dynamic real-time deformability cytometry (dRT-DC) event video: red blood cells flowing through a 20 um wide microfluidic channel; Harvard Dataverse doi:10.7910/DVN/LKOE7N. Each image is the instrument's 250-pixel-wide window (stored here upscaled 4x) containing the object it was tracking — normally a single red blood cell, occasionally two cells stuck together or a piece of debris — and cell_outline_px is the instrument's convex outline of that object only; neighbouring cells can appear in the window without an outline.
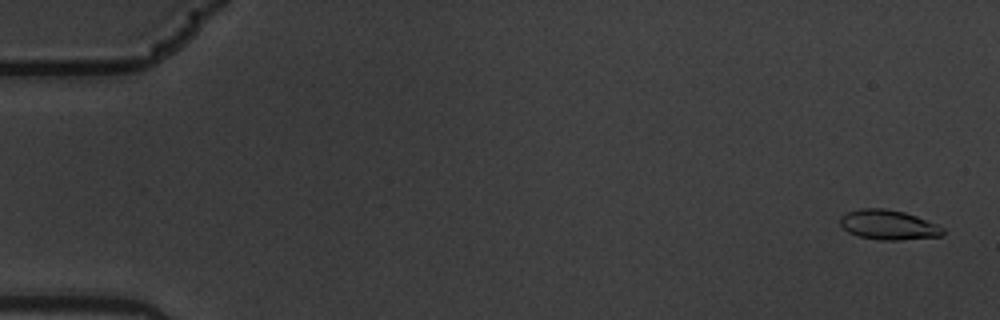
{"species": "common noctule bat (a hibernating species)", "species_latin": "Nyctalus noctula", "temperature_condition": "warm", "stored_images_in_passage": 57, "camera_frame_rate_fps": 3000, "um_per_image_px": 0.085, "animal": {"sex": "male", "body_mass_g": 19.5, "forearm_length_mm": 54.6}, "frame": {"image": 1, "passage_image": 1, "time_ms": 0.0, "image_size_px": [1000, 320], "cell_outline_px": [[944, 232], [940, 236], [900, 240], [880, 240], [860, 236], [848, 232], [840, 224], [840, 216], [848, 212], [860, 208], [884, 208], [904, 212], [916, 216], [936, 224], [944, 228]], "centroid_in_image_um": [75.5, 19.11], "position_along_channel_um": 9.5, "area_um2": 17.69}}
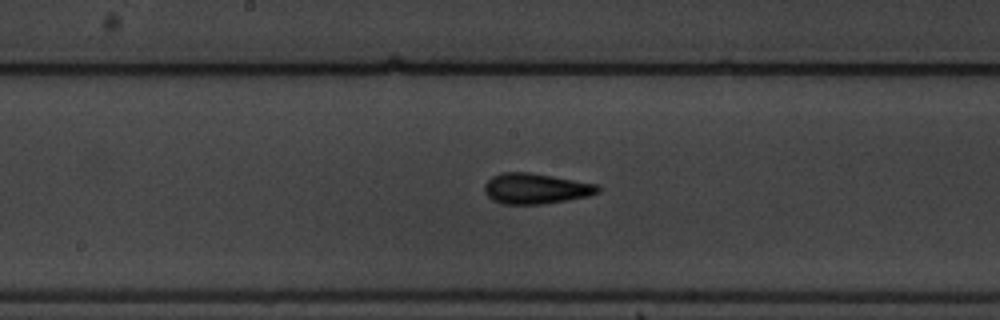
{"frame": {"image": 2, "passage_image": 30, "time_ms": 9.667, "image_size_px": [1000, 320], "cell_outline_px": [[600, 192], [588, 196], [568, 200], [544, 204], [504, 204], [492, 200], [484, 192], [484, 184], [492, 176], [500, 172], [532, 172], [596, 184], [600, 188]], "centroid_in_image_um": [45.51, 16.02], "position_along_channel_um": 202.7, "area_um2": 20.35}}
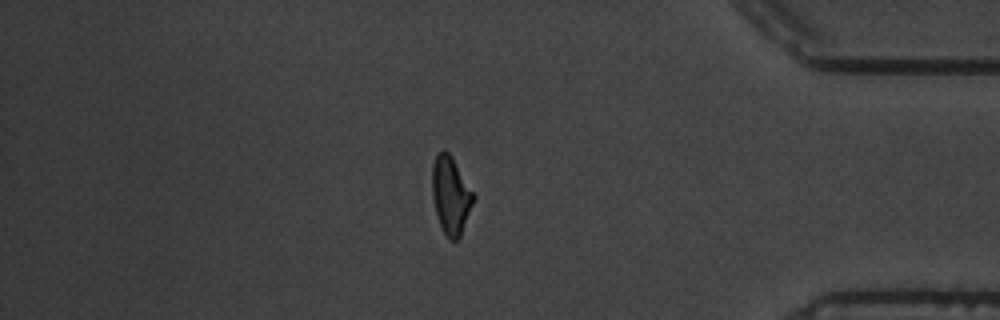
{"frame": {"image": 3, "passage_image": 49, "time_ms": 16.0, "image_size_px": [1000, 320], "cell_outline_px": [[476, 196], [460, 236], [456, 240], [448, 240], [440, 224], [436, 212], [432, 196], [432, 164], [436, 156], [444, 148], [452, 156]], "centroid_in_image_um": [38.32, 16.58], "position_along_channel_um": 396.9, "area_um2": 18.61}, "authors_computed_cell_mechanics": {"area_um2": 18.9006, "velocity_mm_per_s": 3.5105, "shape_relaxation_time_tau1_ms": 4.5067, "shape_relaxation_time_tau2_ms": 1.6366, "deformation_change_tau1": 0.1752, "deformation_change_tau2": 0.102}}